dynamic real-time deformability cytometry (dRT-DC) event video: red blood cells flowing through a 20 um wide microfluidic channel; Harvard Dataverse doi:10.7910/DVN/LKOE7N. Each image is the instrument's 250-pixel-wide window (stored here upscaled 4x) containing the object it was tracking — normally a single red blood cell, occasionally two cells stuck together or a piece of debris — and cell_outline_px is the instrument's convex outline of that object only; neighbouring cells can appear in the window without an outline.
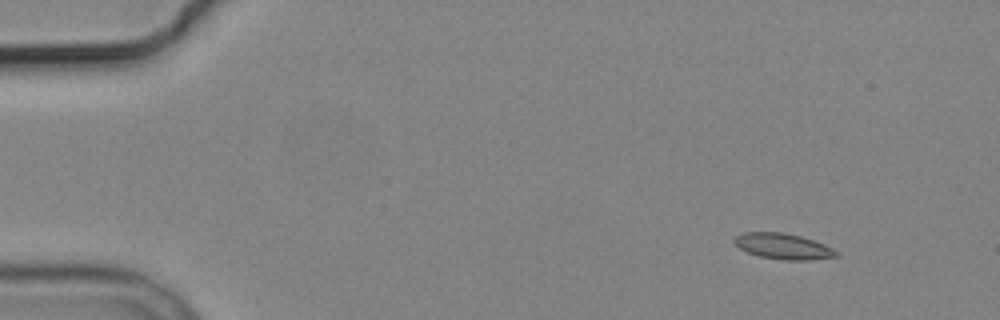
{"species": "common noctule bat (a hibernating species)", "species_latin": "Nyctalus noctula", "temperature_condition": "cold", "stored_images_in_passage": 4, "camera_frame_rate_fps": 3000, "um_per_image_px": 0.085, "animal": {"sex": "male", "body_mass_g": 19.2, "forearm_length_mm": 51.8}, "frame": {"image": 1, "passage_image": 1, "time_ms": 0.0, "image_size_px": [1000, 320], "cell_outline_px": [[840, 256], [808, 260], [784, 260], [760, 256], [748, 252], [740, 248], [732, 240], [736, 236], [744, 232], [784, 232], [800, 236], [824, 244], [840, 252]], "centroid_in_image_um": [66.6, 20.93], "position_along_channel_um": 18.4, "area_um2": 15.26}}
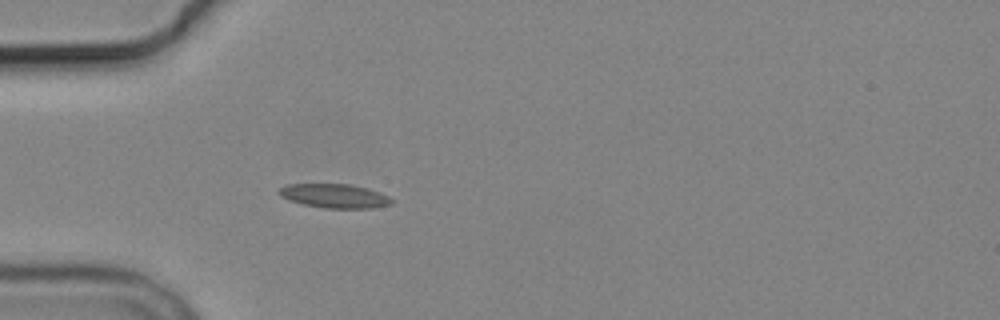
{"frame": {"image": 2, "passage_image": 4, "time_ms": 3.667, "image_size_px": [1000, 320], "cell_outline_px": [[396, 200], [392, 204], [372, 208], [324, 208], [304, 204], [288, 200], [280, 196], [276, 192], [280, 188], [288, 184], [348, 184], [380, 192]], "centroid_in_image_um": [28.44, 16.66], "position_along_channel_um": 56.6, "area_um2": 15.78}}